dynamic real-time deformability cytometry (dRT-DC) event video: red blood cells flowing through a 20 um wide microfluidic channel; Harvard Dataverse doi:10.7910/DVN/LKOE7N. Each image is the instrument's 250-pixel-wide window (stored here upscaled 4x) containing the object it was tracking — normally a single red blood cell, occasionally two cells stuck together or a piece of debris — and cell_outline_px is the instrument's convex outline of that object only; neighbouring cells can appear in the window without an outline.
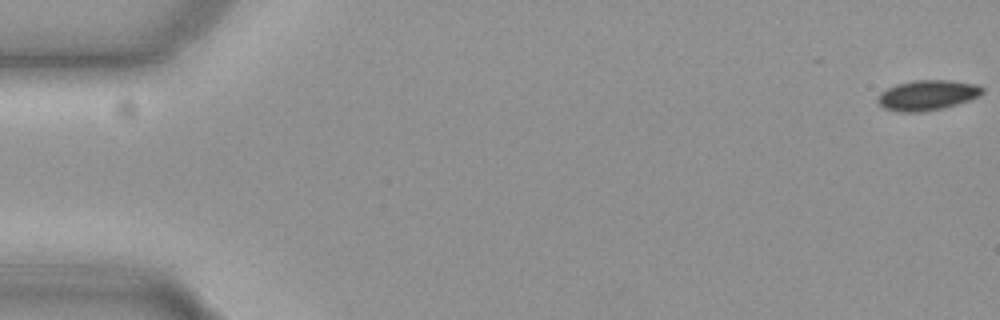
{"species": "common noctule bat (a hibernating species)", "species_latin": "Nyctalus noctula", "temperature_condition": "cold", "stored_images_in_passage": 13, "camera_frame_rate_fps": 3000, "um_per_image_px": 0.085, "animal": {"sex": "female", "body_mass_g": 19.3, "forearm_length_mm": 54.1}, "frame": {"image": 1, "passage_image": 1, "time_ms": 0.0, "image_size_px": [1000, 320], "cell_outline_px": [[984, 92], [980, 96], [956, 104], [940, 108], [920, 112], [900, 112], [884, 108], [876, 100], [880, 92], [896, 84], [912, 80], [948, 80], [976, 84], [984, 88]], "centroid_in_image_um": [78.81, 8.08], "position_along_channel_um": 6.2, "area_um2": 18.32}}